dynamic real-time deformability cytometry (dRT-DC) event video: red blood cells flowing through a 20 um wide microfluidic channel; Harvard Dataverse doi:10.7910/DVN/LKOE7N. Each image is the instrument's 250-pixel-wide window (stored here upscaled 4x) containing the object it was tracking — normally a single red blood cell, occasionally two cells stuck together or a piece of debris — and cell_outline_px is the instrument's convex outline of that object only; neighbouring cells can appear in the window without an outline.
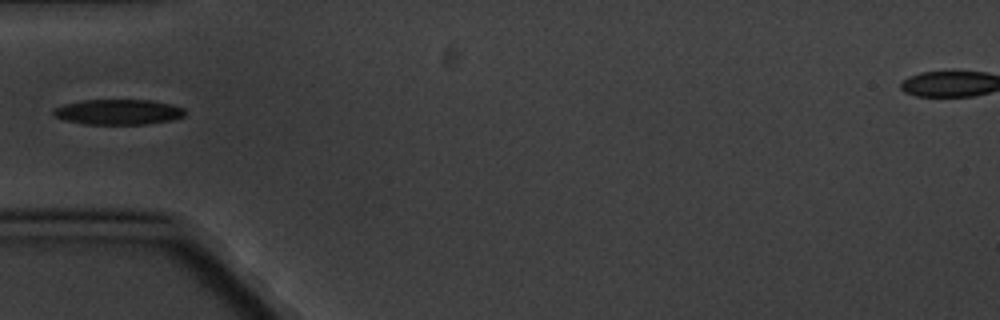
{"species": "common noctule bat (a hibernating species)", "species_latin": "Nyctalus noctula", "temperature_condition": "cold", "stored_images_in_passage": 7, "camera_frame_rate_fps": 3000, "um_per_image_px": 0.085, "animal": {"sex": "male", "body_mass_g": 20.1, "forearm_length_mm": 53.5}, "frame": {"image": 1, "passage_image": 6, "time_ms": 5.667, "image_size_px": [1000, 320], "cell_outline_px": [[184, 116], [172, 120], [144, 124], [84, 124], [64, 120], [56, 116], [52, 112], [52, 108], [64, 104], [80, 100], [152, 100], [172, 104], [184, 108]], "centroid_in_image_um": [10.03, 9.51], "position_along_channel_um": 75.0, "area_um2": 19.48}}